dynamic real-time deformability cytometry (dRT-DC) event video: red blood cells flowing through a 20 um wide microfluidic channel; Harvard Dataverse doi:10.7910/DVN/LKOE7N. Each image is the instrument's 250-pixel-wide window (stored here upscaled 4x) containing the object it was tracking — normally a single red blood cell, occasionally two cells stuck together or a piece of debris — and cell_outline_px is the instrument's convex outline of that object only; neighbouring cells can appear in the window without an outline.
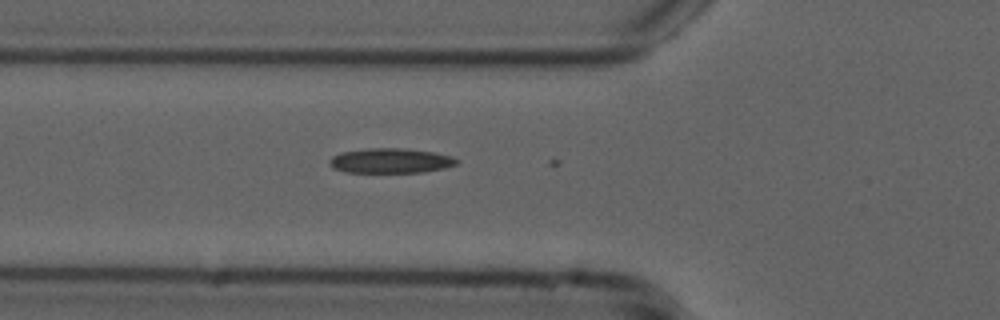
{"species": "common noctule bat (a hibernating species)", "species_latin": "Nyctalus noctula", "temperature_condition": "cold", "stored_images_in_passage": 4, "camera_frame_rate_fps": 3000, "um_per_image_px": 0.085, "animal": {"sex": "male", "forearm_length_mm": 52.5}, "frame": {"image": 1, "passage_image": 3, "time_ms": 0.667, "image_size_px": [1000, 320], "cell_outline_px": [[460, 160], [456, 164], [444, 168], [420, 172], [344, 172], [332, 168], [328, 164], [328, 160], [332, 156], [340, 152], [368, 148], [400, 148], [432, 152], [452, 156]], "centroid_in_image_um": [33.14, 13.66], "position_along_channel_um": 92.7, "area_um2": 18.44}}